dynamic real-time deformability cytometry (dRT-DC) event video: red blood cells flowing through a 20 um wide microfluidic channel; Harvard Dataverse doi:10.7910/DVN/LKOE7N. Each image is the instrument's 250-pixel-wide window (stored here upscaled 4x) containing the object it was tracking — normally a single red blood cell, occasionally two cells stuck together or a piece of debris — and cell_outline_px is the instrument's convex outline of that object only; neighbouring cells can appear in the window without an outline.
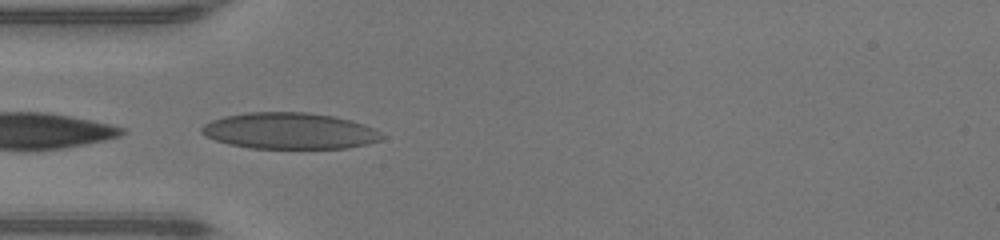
{"species": "human", "species_latin": "Homo sapiens", "temperature_condition": "warm", "stored_images_in_passage": 22, "camera_frame_rate_fps": 3000, "um_per_image_px": 0.085, "donor": {"sex": "male"}, "frame": {"image": 1, "passage_image": 1, "time_ms": 0.0, "image_size_px": [1000, 240], "cell_outline_px": [[384, 136], [380, 140], [368, 144], [344, 148], [252, 148], [228, 144], [204, 136], [200, 132], [200, 128], [204, 124], [212, 120], [224, 116], [244, 112], [308, 112], [336, 116], [352, 120], [364, 124], [380, 132]], "centroid_in_image_um": [24.59, 11.11], "position_along_channel_um": 60.4, "area_um2": 38.32}}
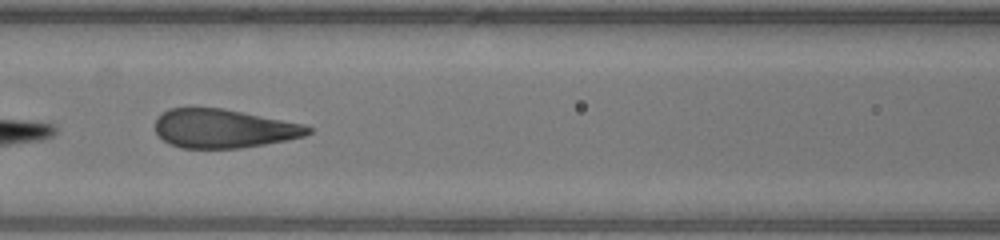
{"frame": {"image": 2, "passage_image": 7, "time_ms": 2.0, "image_size_px": [1000, 240], "cell_outline_px": [[312, 132], [304, 136], [264, 144], [240, 148], [180, 148], [168, 144], [156, 132], [156, 120], [168, 108], [224, 108], [300, 124], [312, 128]], "centroid_in_image_um": [18.97, 10.93], "position_along_channel_um": 147.6, "area_um2": 34.1}}
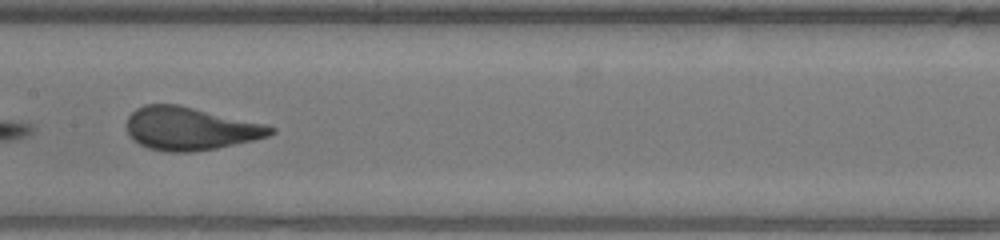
{"frame": {"image": 3, "passage_image": 10, "time_ms": 3.0, "image_size_px": [1000, 240], "cell_outline_px": [[276, 132], [268, 136], [252, 140], [216, 148], [192, 152], [168, 152], [148, 148], [140, 144], [128, 132], [128, 116], [136, 108], [144, 104], [176, 104], [264, 124], [276, 128]], "centroid_in_image_um": [16.16, 10.93], "position_along_channel_um": 191.2, "area_um2": 35.55}, "authors_computed_cell_mechanics": {"area_um2": 38.2058, "velocity_mm_per_s": 4.3495, "shape_relaxation_time_tau1_ms": 1.5348, "shape_relaxation_time_tau2_ms": null, "deformation_change_tau1": 0.1038, "deformation_change_tau2": null}}